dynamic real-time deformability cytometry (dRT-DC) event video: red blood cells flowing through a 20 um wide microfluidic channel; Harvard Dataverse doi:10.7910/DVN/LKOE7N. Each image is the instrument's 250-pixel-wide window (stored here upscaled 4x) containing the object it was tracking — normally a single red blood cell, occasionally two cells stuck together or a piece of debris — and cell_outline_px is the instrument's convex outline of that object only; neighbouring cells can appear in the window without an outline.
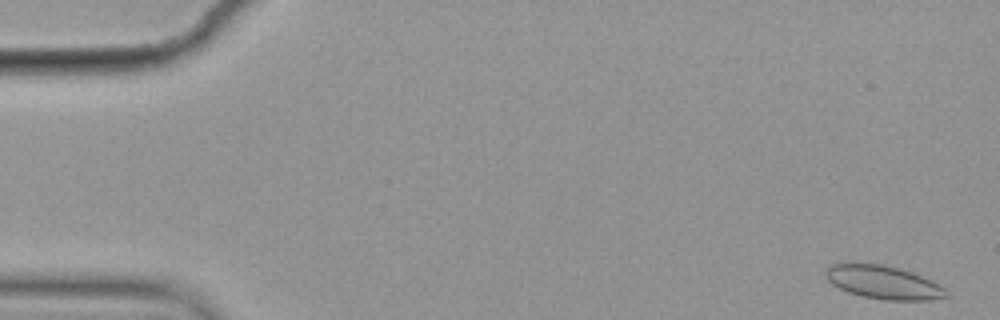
{"species": "common noctule bat (a hibernating species)", "species_latin": "Nyctalus noctula", "temperature_condition": "cold", "stored_images_in_passage": 5, "camera_frame_rate_fps": 3000, "um_per_image_px": 0.085, "animal": {"sex": "female", "body_mass_g": 19.9}, "frame": {"image": 1, "passage_image": 1, "time_ms": 0.0, "image_size_px": [1000, 320], "cell_outline_px": [[948, 296], [928, 300], [888, 300], [864, 296], [848, 292], [832, 284], [824, 276], [824, 268], [832, 264], [880, 264], [900, 268], [912, 272], [944, 288], [948, 292]], "centroid_in_image_um": [75.04, 23.99], "position_along_channel_um": 10.0, "area_um2": 23.0}}
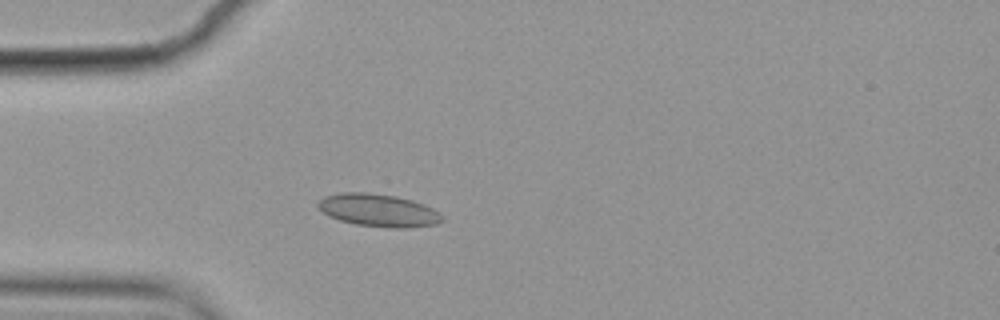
{"frame": {"image": 2, "passage_image": 5, "time_ms": 1.333, "image_size_px": [1000, 320], "cell_outline_px": [[444, 220], [436, 224], [404, 228], [392, 228], [356, 224], [340, 220], [328, 216], [316, 204], [324, 196], [340, 192], [368, 192], [396, 196], [412, 200], [424, 204], [440, 212], [444, 216]], "centroid_in_image_um": [32.19, 17.87], "position_along_channel_um": 52.8, "area_um2": 23.7}}